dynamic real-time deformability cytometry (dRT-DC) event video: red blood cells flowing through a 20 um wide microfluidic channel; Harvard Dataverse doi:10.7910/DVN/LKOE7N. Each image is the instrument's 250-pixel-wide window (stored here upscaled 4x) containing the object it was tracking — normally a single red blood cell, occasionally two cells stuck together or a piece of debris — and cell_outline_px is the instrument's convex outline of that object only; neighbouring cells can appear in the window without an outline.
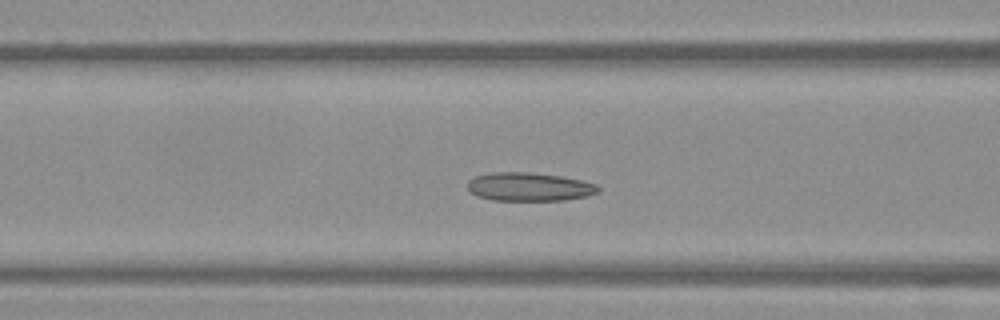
{"species": "Egyptian fruit bat (a non-hibernating species)", "species_latin": "Rousettus aegyptiacus", "temperature_condition": "warm", "stored_images_in_passage": 48, "camera_frame_rate_fps": 3000, "um_per_image_px": 0.085, "frame": {"image": 1, "passage_image": 17, "time_ms": 5.333, "image_size_px": [1000, 320], "cell_outline_px": [[600, 192], [588, 196], [564, 200], [492, 200], [476, 196], [468, 188], [468, 180], [476, 176], [488, 172], [528, 172], [560, 176], [580, 180], [596, 184], [600, 188]], "centroid_in_image_um": [44.98, 15.88], "position_along_channel_um": 121.6, "area_um2": 21.73}}
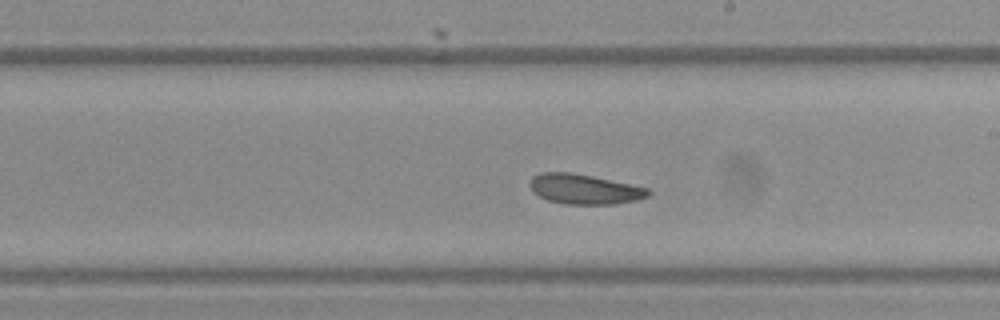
{"frame": {"image": 2, "passage_image": 26, "time_ms": 8.333, "image_size_px": [1000, 320], "cell_outline_px": [[652, 192], [648, 196], [636, 200], [616, 204], [568, 204], [548, 200], [532, 192], [528, 184], [532, 176], [540, 172], [572, 172], [592, 176], [648, 188]], "centroid_in_image_um": [49.64, 16.07], "position_along_channel_um": 239.4, "area_um2": 20.69}}
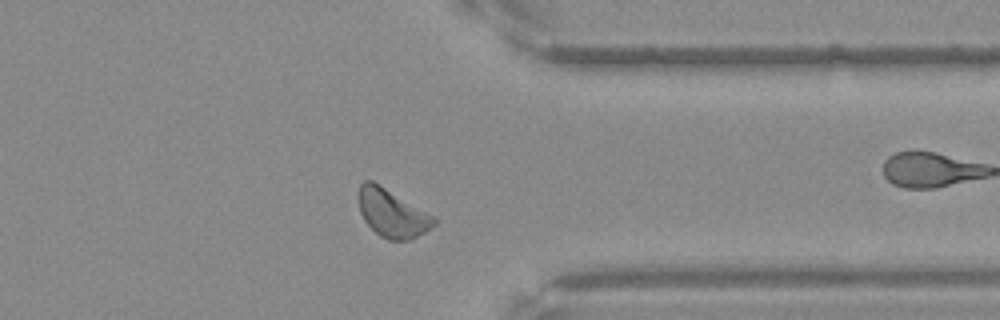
{"frame": {"image": 3, "passage_image": 37, "time_ms": 12.0, "image_size_px": [1000, 320], "cell_outline_px": [[436, 224], [412, 240], [388, 240], [380, 236], [364, 220], [360, 212], [356, 196], [360, 184], [364, 180], [372, 180], [436, 216]], "centroid_in_image_um": [33.32, 18.11], "position_along_channel_um": 378.1, "area_um2": 21.39}}